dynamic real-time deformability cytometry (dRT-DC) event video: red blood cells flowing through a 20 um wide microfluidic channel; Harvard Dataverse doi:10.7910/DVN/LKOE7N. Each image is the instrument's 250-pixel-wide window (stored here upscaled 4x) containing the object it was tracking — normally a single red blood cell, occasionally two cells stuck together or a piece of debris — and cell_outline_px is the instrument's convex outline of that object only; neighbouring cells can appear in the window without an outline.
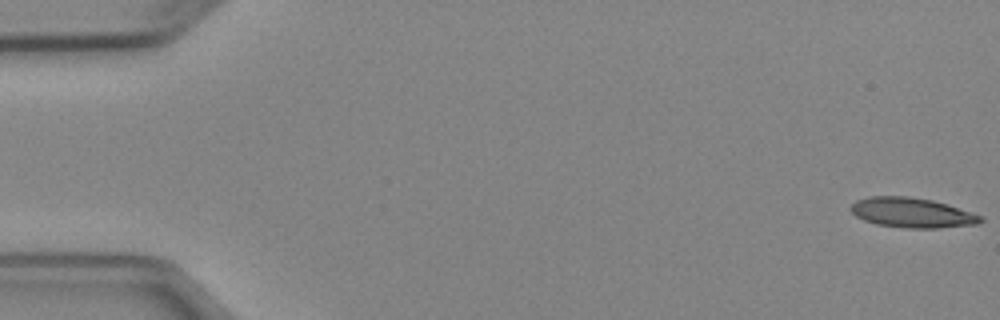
{"species": "Egyptian fruit bat (a non-hibernating species)", "species_latin": "Rousettus aegyptiacus", "temperature_condition": "cold", "stored_images_in_passage": 6, "camera_frame_rate_fps": 3000, "um_per_image_px": 0.085, "animal": {"sex": "female"}, "frame": {"image": 1, "passage_image": 1, "time_ms": 0.0, "image_size_px": [1000, 320], "cell_outline_px": [[984, 220], [976, 224], [936, 228], [908, 228], [876, 224], [864, 220], [856, 216], [848, 208], [856, 200], [868, 196], [908, 196], [932, 200], [948, 204], [984, 216]], "centroid_in_image_um": [77.52, 18.07], "position_along_channel_um": 7.5, "area_um2": 22.72}}
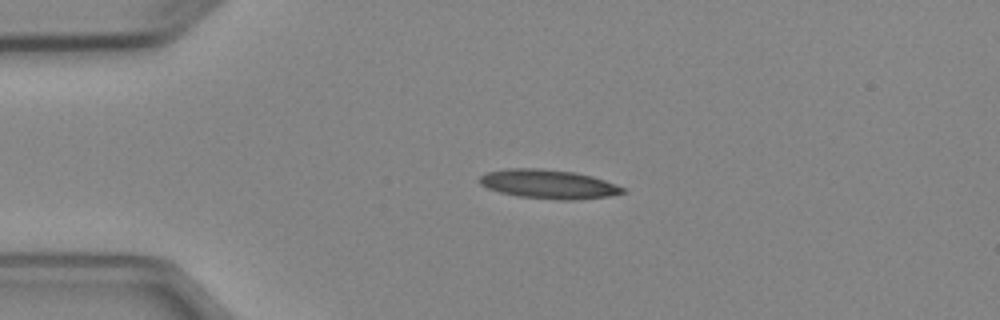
{"frame": {"image": 2, "passage_image": 4, "time_ms": 3.667, "image_size_px": [1000, 320], "cell_outline_px": [[628, 192], [608, 196], [576, 200], [560, 200], [520, 196], [500, 192], [488, 188], [480, 184], [480, 176], [484, 172], [504, 168], [540, 168], [576, 172], [592, 176], [628, 188]], "centroid_in_image_um": [46.65, 15.64], "position_along_channel_um": 38.3, "area_um2": 24.45}}
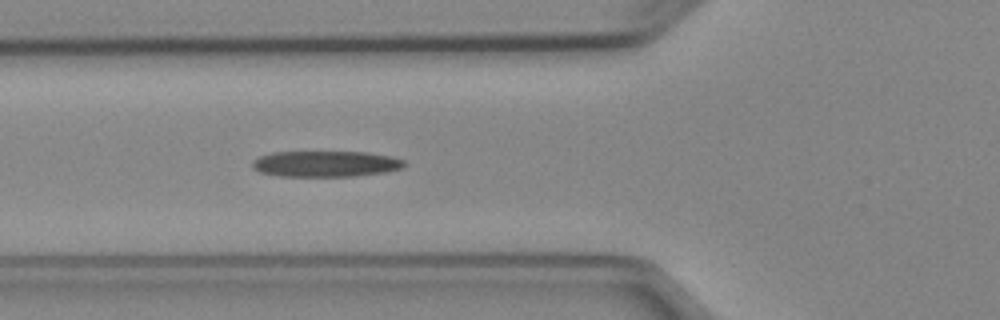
{"frame": {"image": 3, "passage_image": 6, "time_ms": 6.0, "image_size_px": [1000, 320], "cell_outline_px": [[408, 164], [400, 168], [388, 172], [352, 176], [280, 176], [260, 172], [252, 168], [252, 160], [260, 156], [272, 152], [364, 152], [392, 156], [404, 160]], "centroid_in_image_um": [27.69, 13.92], "position_along_channel_um": 98.1, "area_um2": 23.06}}